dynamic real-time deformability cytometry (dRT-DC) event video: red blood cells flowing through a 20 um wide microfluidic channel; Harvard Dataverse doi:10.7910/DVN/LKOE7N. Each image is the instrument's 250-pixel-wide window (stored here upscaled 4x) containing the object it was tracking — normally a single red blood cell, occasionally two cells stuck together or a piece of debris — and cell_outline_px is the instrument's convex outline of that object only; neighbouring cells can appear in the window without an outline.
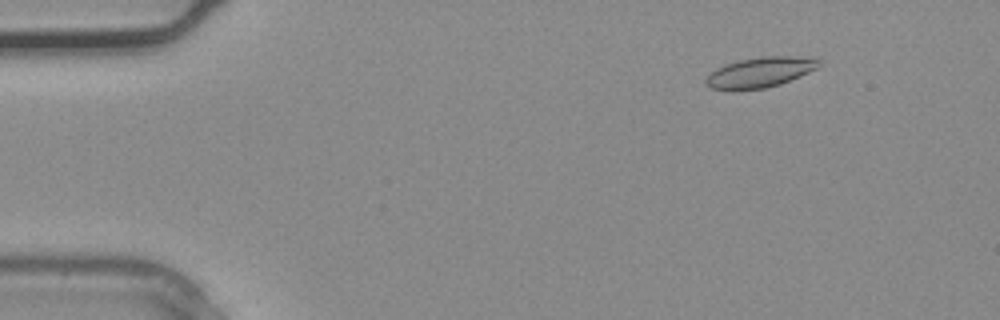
{"species": "common noctule bat (a hibernating species)", "species_latin": "Nyctalus noctula", "temperature_condition": "warm", "stored_images_in_passage": 2, "camera_frame_rate_fps": 3000, "um_per_image_px": 0.085, "animal": {"sex": "male", "body_mass_g": 20.4}, "frame": {"image": 1, "passage_image": 2, "time_ms": 0.333, "image_size_px": [1000, 320], "cell_outline_px": [[820, 68], [780, 84], [764, 88], [732, 92], [712, 88], [704, 84], [704, 80], [716, 68], [740, 60], [760, 56], [816, 56], [820, 60]], "centroid_in_image_um": [64.65, 6.15], "position_along_channel_um": 20.4, "area_um2": 20.46}}